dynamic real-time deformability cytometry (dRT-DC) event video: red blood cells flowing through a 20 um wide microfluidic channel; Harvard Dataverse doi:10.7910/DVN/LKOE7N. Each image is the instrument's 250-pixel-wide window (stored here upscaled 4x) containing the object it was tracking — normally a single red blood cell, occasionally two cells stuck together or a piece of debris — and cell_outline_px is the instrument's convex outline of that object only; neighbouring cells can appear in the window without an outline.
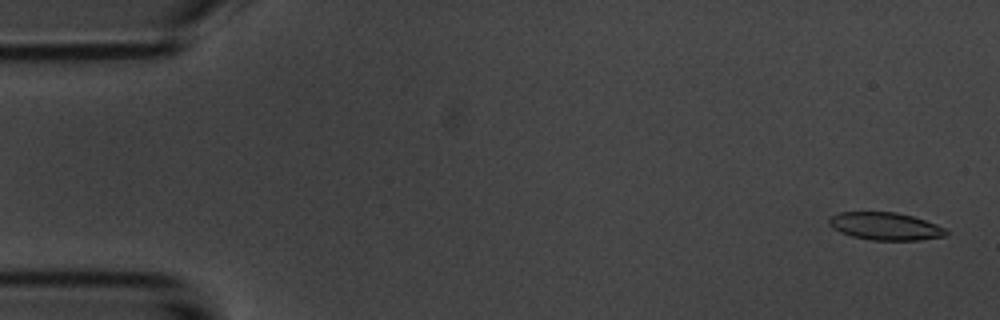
{"species": "common noctule bat (a hibernating species)", "species_latin": "Nyctalus noctula", "temperature_condition": "room temperature", "stored_images_in_passage": 55, "camera_frame_rate_fps": 3000, "um_per_image_px": 0.085, "animal": {"sex": "male", "body_mass_g": 20.1, "forearm_length_mm": 53.5}, "frame": {"image": 1, "passage_image": 2, "time_ms": 0.333, "image_size_px": [1000, 320], "cell_outline_px": [[948, 232], [944, 236], [916, 240], [872, 240], [852, 236], [840, 232], [832, 228], [828, 224], [828, 220], [832, 216], [840, 212], [896, 212], [912, 216], [936, 224], [944, 228]], "centroid_in_image_um": [75.22, 19.23], "position_along_channel_um": 9.8, "area_um2": 18.67}}
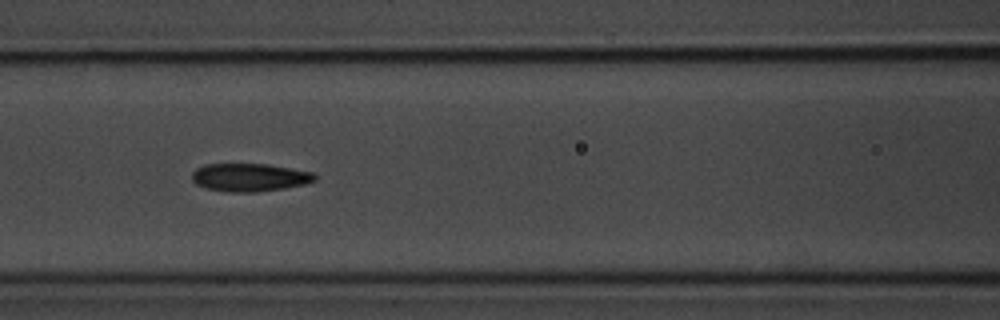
{"frame": {"image": 2, "passage_image": 23, "time_ms": 7.333, "image_size_px": [1000, 320], "cell_outline_px": [[316, 180], [304, 184], [284, 188], [256, 192], [228, 192], [204, 188], [196, 184], [192, 180], [192, 172], [196, 168], [208, 164], [268, 164], [312, 172], [316, 176]], "centroid_in_image_um": [21.19, 15.08], "position_along_channel_um": 145.4, "area_um2": 20.06}}
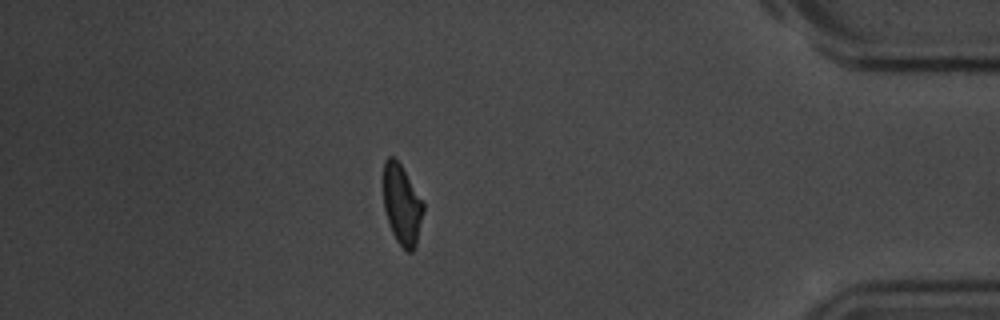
{"frame": {"image": 3, "passage_image": 47, "time_ms": 15.333, "image_size_px": [1000, 320], "cell_outline_px": [[424, 212], [416, 248], [412, 252], [408, 252], [396, 240], [388, 224], [384, 208], [380, 180], [384, 160], [388, 156], [392, 156], [400, 164], [424, 204]], "centroid_in_image_um": [34.11, 17.38], "position_along_channel_um": 401.1, "area_um2": 19.25}, "authors_computed_cell_mechanics": {"area_um2": 19.5942, "velocity_mm_per_s": 3.7098, "shape_relaxation_time_tau1_ms": 3.0643, "shape_relaxation_time_tau2_ms": 2.9439, "deformation_change_tau1": 0.1271, "deformation_change_tau2": 0.1045}}